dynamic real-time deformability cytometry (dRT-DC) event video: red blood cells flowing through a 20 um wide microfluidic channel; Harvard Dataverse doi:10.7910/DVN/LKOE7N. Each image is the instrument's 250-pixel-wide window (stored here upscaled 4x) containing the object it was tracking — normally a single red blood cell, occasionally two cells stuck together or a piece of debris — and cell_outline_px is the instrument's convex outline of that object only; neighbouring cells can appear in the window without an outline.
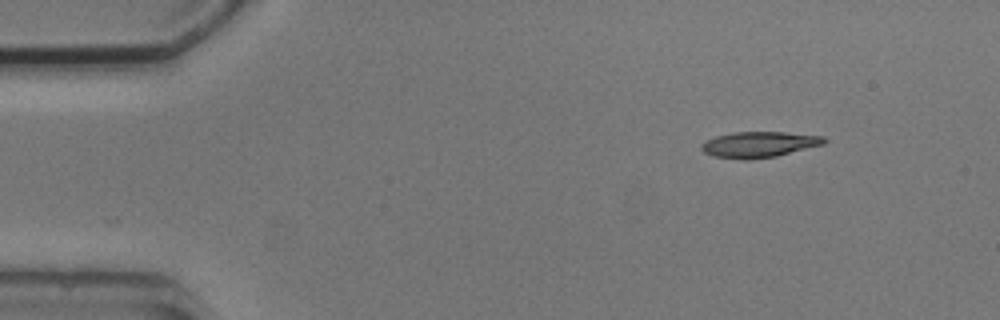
{"species": "common noctule bat (a hibernating species)", "species_latin": "Nyctalus noctula", "temperature_condition": "cold", "stored_images_in_passage": 2, "camera_frame_rate_fps": 3000, "um_per_image_px": 0.085, "animal": {"sex": "male", "body_mass_g": 20.5, "forearm_length_mm": 52.5}, "frame": {"image": 1, "passage_image": 2, "time_ms": 1.333, "image_size_px": [1000, 320], "cell_outline_px": [[828, 140], [824, 144], [776, 156], [748, 160], [744, 160], [712, 156], [704, 152], [700, 148], [700, 144], [716, 136], [736, 132], [784, 132], [824, 136]], "centroid_in_image_um": [64.52, 12.28], "position_along_channel_um": 20.5, "area_um2": 18.44}}